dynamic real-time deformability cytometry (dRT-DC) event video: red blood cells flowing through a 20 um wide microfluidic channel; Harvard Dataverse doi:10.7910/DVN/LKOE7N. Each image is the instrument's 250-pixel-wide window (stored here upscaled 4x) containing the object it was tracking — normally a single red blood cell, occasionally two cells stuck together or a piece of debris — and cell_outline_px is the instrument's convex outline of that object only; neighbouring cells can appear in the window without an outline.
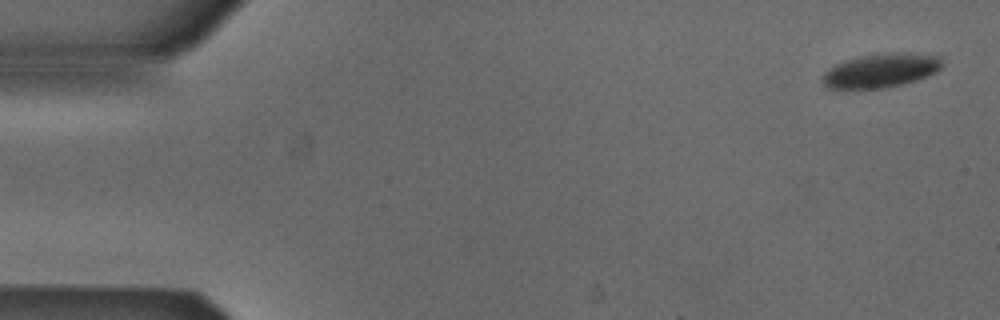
{"species": "Egyptian fruit bat (a non-hibernating species)", "species_latin": "Rousettus aegyptiacus", "temperature_condition": "cold", "stored_images_in_passage": 6, "camera_frame_rate_fps": 3000, "um_per_image_px": 0.085, "animal": {"sex": "male"}, "frame": {"image": 1, "passage_image": 1, "time_ms": 0.0, "image_size_px": [1000, 320], "cell_outline_px": [[944, 64], [936, 72], [928, 76], [916, 80], [900, 84], [880, 88], [828, 88], [820, 80], [824, 72], [828, 68], [844, 60], [860, 56], [880, 52], [912, 52], [940, 56]], "centroid_in_image_um": [74.89, 5.96], "position_along_channel_um": 10.1, "area_um2": 23.99}}